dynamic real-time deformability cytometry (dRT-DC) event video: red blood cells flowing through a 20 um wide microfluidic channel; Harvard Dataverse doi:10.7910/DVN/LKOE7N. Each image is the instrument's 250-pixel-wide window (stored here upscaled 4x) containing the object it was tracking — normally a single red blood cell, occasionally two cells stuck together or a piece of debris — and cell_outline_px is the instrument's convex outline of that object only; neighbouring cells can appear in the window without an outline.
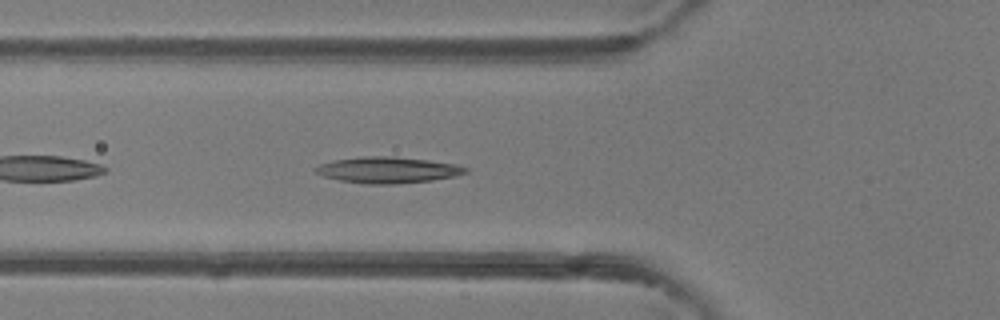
{"species": "common noctule bat (a hibernating species)", "species_latin": "Nyctalus noctula", "temperature_condition": "room temperature", "stored_images_in_passage": 34, "camera_frame_rate_fps": 3000, "um_per_image_px": 0.085, "animal": {"sex": "female"}, "frame": {"image": 1, "passage_image": 4, "time_ms": 1.0, "image_size_px": [1000, 320], "cell_outline_px": [[468, 172], [456, 176], [432, 180], [396, 184], [364, 184], [340, 180], [324, 176], [316, 172], [312, 168], [320, 164], [332, 160], [360, 156], [392, 156], [428, 160], [456, 164], [468, 168]], "centroid_in_image_um": [32.95, 14.44], "position_along_channel_um": 92.9, "area_um2": 23.0}}
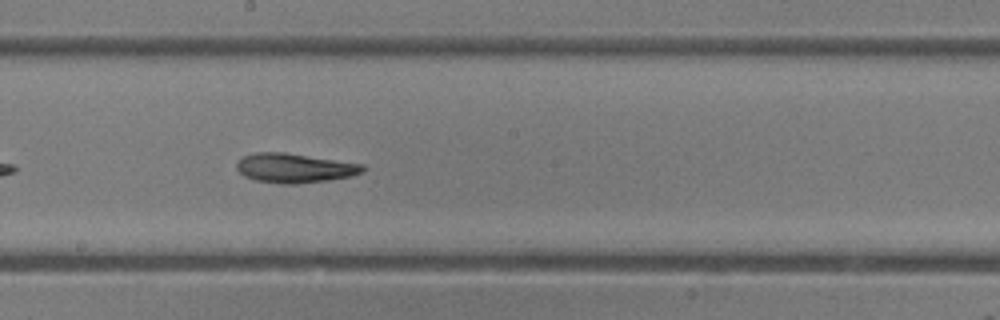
{"frame": {"image": 2, "passage_image": 13, "time_ms": 4.0, "image_size_px": [1000, 320], "cell_outline_px": [[364, 172], [352, 176], [328, 180], [296, 184], [280, 184], [256, 180], [244, 176], [236, 168], [236, 164], [244, 156], [256, 152], [284, 152], [364, 164]], "centroid_in_image_um": [25.05, 14.29], "position_along_channel_um": 223.1, "area_um2": 21.56}}
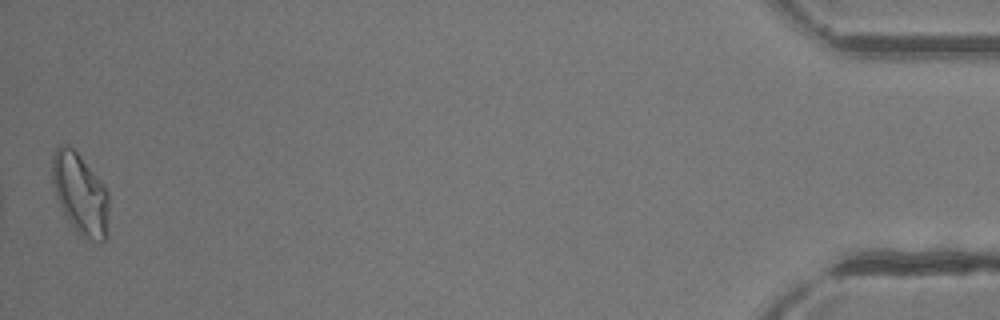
{"frame": {"image": 3, "passage_image": 34, "time_ms": 11.0, "image_size_px": [1000, 320], "cell_outline_px": [[108, 236], [100, 244], [76, 232], [68, 220], [56, 196], [52, 180], [52, 152], [60, 144], [68, 144], [80, 156], [96, 176], [108, 192]], "centroid_in_image_um": [6.82, 16.49], "position_along_channel_um": 428.4, "area_um2": 26.65}}